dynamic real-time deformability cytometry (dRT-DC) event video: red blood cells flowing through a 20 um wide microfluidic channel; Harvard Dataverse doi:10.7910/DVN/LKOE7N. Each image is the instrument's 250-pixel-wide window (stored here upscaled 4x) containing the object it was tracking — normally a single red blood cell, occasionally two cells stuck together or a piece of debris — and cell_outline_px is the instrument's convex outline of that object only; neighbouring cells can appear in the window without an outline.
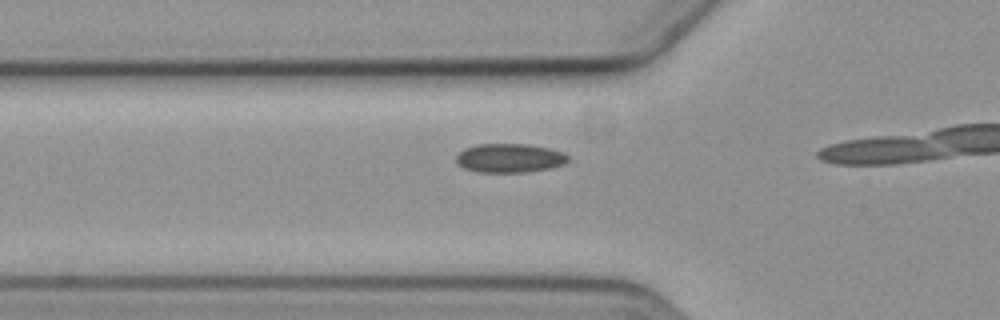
{"species": "common noctule bat (a hibernating species)", "species_latin": "Nyctalus noctula", "temperature_condition": "cold", "stored_images_in_passage": 7, "camera_frame_rate_fps": 3000, "um_per_image_px": 0.085, "animal": {"sex": "female", "body_mass_g": 19.3, "forearm_length_mm": 54.1}, "frame": {"image": 1, "passage_image": 2, "time_ms": 0.333, "image_size_px": [1000, 320], "cell_outline_px": [[572, 160], [564, 164], [548, 168], [524, 172], [476, 172], [464, 168], [456, 164], [456, 156], [464, 148], [476, 144], [528, 144], [548, 148], [564, 152]], "centroid_in_image_um": [43.31, 13.43], "position_along_channel_um": 82.5, "area_um2": 19.02}}
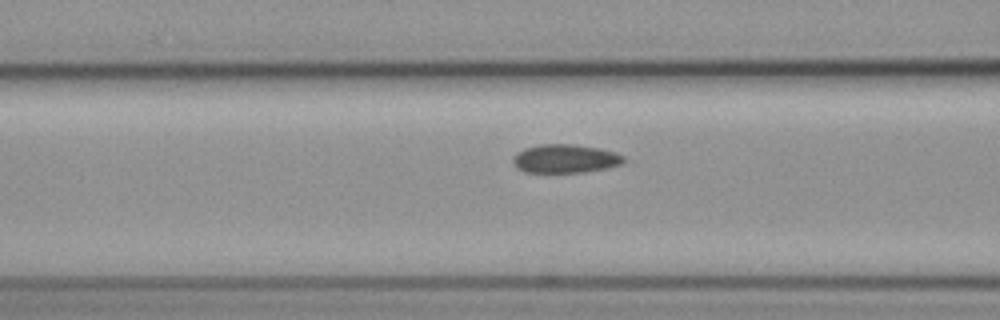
{"frame": {"image": 2, "passage_image": 5, "time_ms": 1.333, "image_size_px": [1000, 320], "cell_outline_px": [[624, 160], [620, 164], [608, 168], [584, 172], [524, 172], [516, 168], [512, 160], [512, 156], [516, 152], [524, 148], [540, 144], [572, 144], [600, 148], [616, 152], [624, 156]], "centroid_in_image_um": [48.01, 13.48], "position_along_channel_um": 118.6, "area_um2": 18.61}}